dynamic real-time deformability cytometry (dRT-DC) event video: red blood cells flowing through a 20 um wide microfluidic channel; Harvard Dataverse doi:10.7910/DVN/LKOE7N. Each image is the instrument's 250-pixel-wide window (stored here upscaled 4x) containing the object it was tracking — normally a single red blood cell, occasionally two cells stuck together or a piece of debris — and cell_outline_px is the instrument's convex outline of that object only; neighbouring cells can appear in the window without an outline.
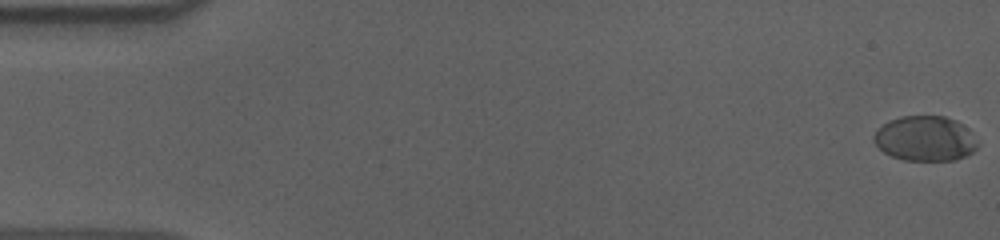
{"species": "human", "species_latin": "Homo sapiens", "temperature_condition": "cold", "stored_images_in_passage": 57, "camera_frame_rate_fps": 3000, "um_per_image_px": 0.085, "donor": {"sex": "male"}, "frame": {"image": 1, "passage_image": 1, "time_ms": 0.0, "image_size_px": [1000, 240], "cell_outline_px": [[980, 144], [972, 152], [956, 160], [904, 160], [892, 156], [884, 152], [872, 140], [872, 136], [876, 128], [888, 120], [900, 116], [944, 116], [956, 120]], "centroid_in_image_um": [78.57, 11.77], "position_along_channel_um": 6.4, "area_um2": 27.17}}
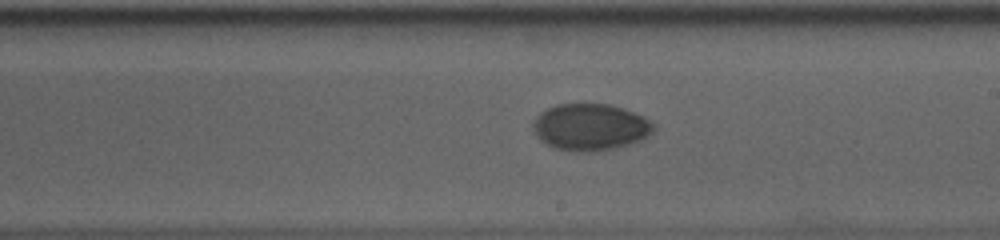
{"frame": {"image": 2, "passage_image": 33, "time_ms": 10.667, "image_size_px": [1000, 240], "cell_outline_px": [[656, 128], [648, 136], [640, 140], [616, 148], [592, 152], [576, 152], [552, 148], [540, 140], [536, 136], [532, 128], [532, 124], [536, 116], [540, 112], [556, 104], [608, 104], [624, 108], [644, 116], [652, 120], [656, 124]], "centroid_in_image_um": [50.18, 10.81], "position_along_channel_um": 238.8, "area_um2": 33.35}}
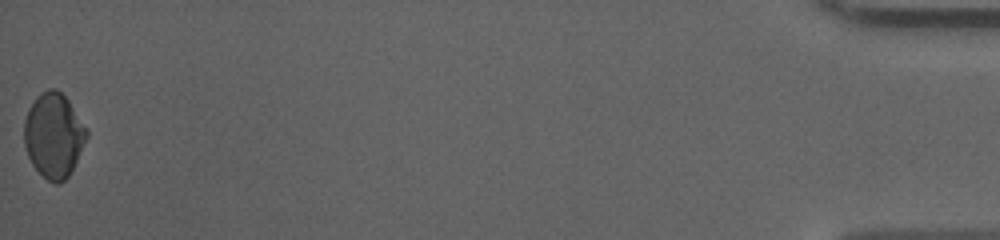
{"frame": {"image": 3, "passage_image": 57, "time_ms": 18.667, "image_size_px": [1000, 240], "cell_outline_px": [[88, 136], [68, 176], [60, 184], [56, 184], [48, 180], [32, 164], [28, 156], [24, 144], [24, 120], [28, 108], [36, 96], [40, 92], [48, 88], [56, 88], [68, 100], [88, 128]], "centroid_in_image_um": [4.56, 11.47], "position_along_channel_um": 430.6, "area_um2": 30.81}, "authors_computed_cell_mechanics": {"area_um2": 31.0964, "velocity_mm_per_s": 3.6306, "shape_relaxation_time_tau1_ms": 10.1115, "shape_relaxation_time_tau2_ms": 2.5923, "deformation_change_tau1": 0.1339, "deformation_change_tau2": 0.0338}}